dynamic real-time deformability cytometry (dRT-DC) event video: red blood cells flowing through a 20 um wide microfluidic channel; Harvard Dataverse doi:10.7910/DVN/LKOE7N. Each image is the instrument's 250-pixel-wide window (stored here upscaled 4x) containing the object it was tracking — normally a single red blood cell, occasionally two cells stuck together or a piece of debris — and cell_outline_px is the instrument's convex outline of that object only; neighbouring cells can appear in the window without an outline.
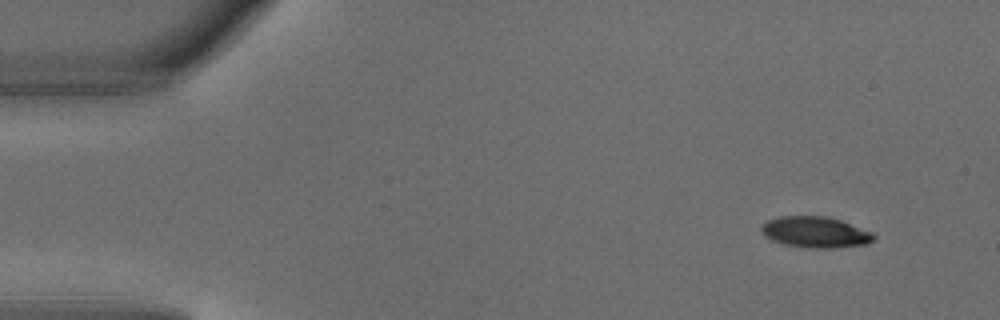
{"species": "common noctule bat (a hibernating species)", "species_latin": "Nyctalus noctula", "temperature_condition": "warm", "stored_images_in_passage": 5, "segment_of_instrument_passage": [1, 2], "camera_frame_rate_fps": 3000, "um_per_image_px": 0.085, "animal": {"sex": "male", "body_mass_g": 18.8}, "frame": {"image": 1, "passage_image": 1, "time_ms": 0.0, "image_size_px": [1000, 320], "cell_outline_px": [[876, 236], [868, 244], [832, 248], [804, 248], [784, 244], [772, 240], [764, 236], [760, 228], [768, 220], [776, 216], [824, 216], [840, 220], [872, 232]], "centroid_in_image_um": [69.29, 19.74], "position_along_channel_um": 15.7, "area_um2": 20.35}}